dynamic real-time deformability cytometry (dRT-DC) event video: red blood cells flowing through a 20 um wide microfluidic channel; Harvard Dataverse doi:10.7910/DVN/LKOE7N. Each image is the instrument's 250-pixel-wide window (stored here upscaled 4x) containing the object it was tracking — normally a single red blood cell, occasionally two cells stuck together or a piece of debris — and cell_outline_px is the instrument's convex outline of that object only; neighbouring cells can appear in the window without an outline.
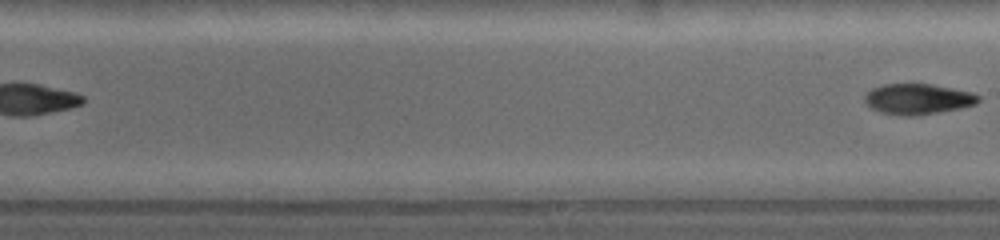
{"species": "common noctule bat (a hibernating species)", "species_latin": "Nyctalus noctula", "temperature_condition": "warm", "stored_images_in_passage": 13, "segment_of_instrument_passage": [2, 2], "camera_frame_rate_fps": 5000, "um_per_image_px": 0.085, "animal": {"sex": "female", "body_mass_g": 19.0, "forearm_length_mm": 53.3}, "frame": {"image": 1, "passage_image": 13, "time_ms": 7.2, "image_size_px": [1000, 240], "cell_outline_px": [[980, 100], [972, 104], [956, 108], [936, 112], [908, 116], [884, 112], [872, 108], [864, 100], [864, 96], [872, 88], [884, 84], [928, 84], [968, 92], [980, 96]], "centroid_in_image_um": [77.95, 8.4], "position_along_channel_um": 211.0, "area_um2": 19.36}}